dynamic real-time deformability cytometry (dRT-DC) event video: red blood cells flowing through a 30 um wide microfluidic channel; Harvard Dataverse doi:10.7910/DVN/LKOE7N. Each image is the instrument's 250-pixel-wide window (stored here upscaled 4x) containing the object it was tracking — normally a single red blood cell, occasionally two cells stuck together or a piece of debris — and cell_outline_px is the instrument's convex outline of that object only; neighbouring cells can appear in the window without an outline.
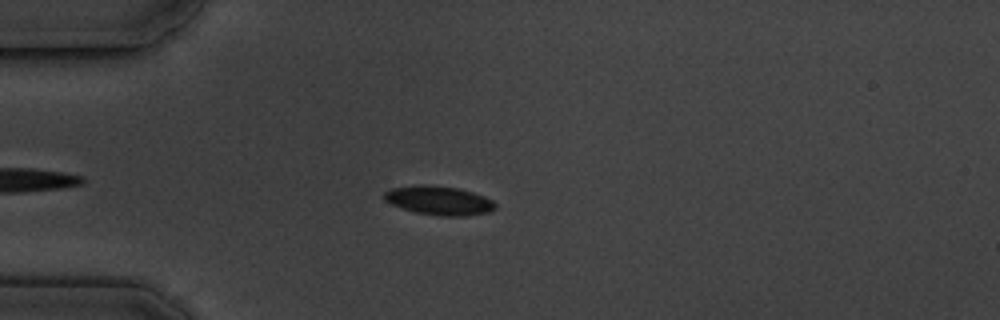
{"species": "common noctule bat (a hibernating species)", "species_latin": "Nyctalus noctula", "temperature_condition": "cold", "stored_images_in_passage": 4, "camera_frame_rate_fps": 3000, "um_per_image_px": 0.085, "animal": {"sex": "male", "body_mass_g": 19.5, "forearm_length_mm": 54.6}, "frame": {"image": 1, "passage_image": 4, "time_ms": 3.667, "image_size_px": [1000, 320], "cell_outline_px": [[496, 208], [488, 212], [464, 216], [440, 216], [416, 212], [392, 204], [384, 200], [384, 192], [392, 188], [420, 184], [428, 184], [460, 188], [484, 196], [492, 200], [496, 204]], "centroid_in_image_um": [37.33, 17.03], "position_along_channel_um": 47.7, "area_um2": 18.73}}